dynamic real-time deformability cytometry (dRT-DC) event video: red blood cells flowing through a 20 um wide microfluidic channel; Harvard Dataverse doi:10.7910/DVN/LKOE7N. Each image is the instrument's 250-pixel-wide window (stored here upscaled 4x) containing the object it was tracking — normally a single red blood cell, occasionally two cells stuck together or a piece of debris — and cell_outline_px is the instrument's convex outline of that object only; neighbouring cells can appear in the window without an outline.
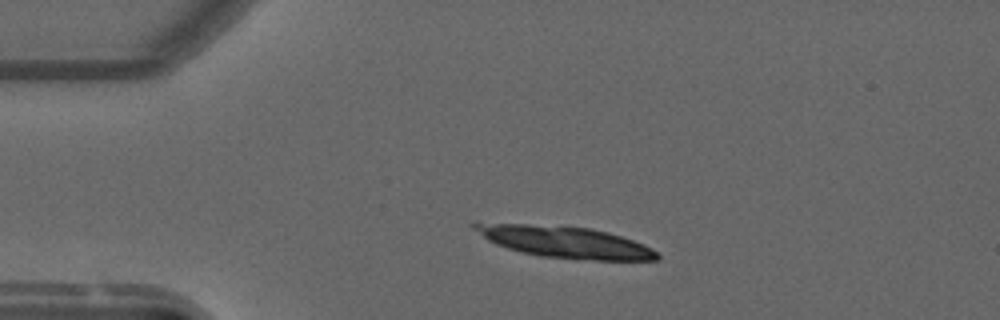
{"species": "common noctule bat (a hibernating species)", "species_latin": "Nyctalus noctula", "temperature_condition": "warm", "stored_images_in_passage": 16, "camera_frame_rate_fps": 3000, "um_per_image_px": 0.085, "animal": {"sex": "male", "forearm_length_mm": 52.5}, "frame": {"image": 1, "passage_image": 1, "time_ms": 0.0, "image_size_px": [1000, 320], "cell_outline_px": [[660, 256], [656, 260], [592, 260], [540, 256], [520, 252], [496, 244], [488, 240], [472, 228], [468, 224], [528, 224], [592, 228], [608, 232], [644, 244], [660, 252]], "centroid_in_image_um": [48.09, 20.58], "position_along_channel_um": 36.9, "area_um2": 33.12}}